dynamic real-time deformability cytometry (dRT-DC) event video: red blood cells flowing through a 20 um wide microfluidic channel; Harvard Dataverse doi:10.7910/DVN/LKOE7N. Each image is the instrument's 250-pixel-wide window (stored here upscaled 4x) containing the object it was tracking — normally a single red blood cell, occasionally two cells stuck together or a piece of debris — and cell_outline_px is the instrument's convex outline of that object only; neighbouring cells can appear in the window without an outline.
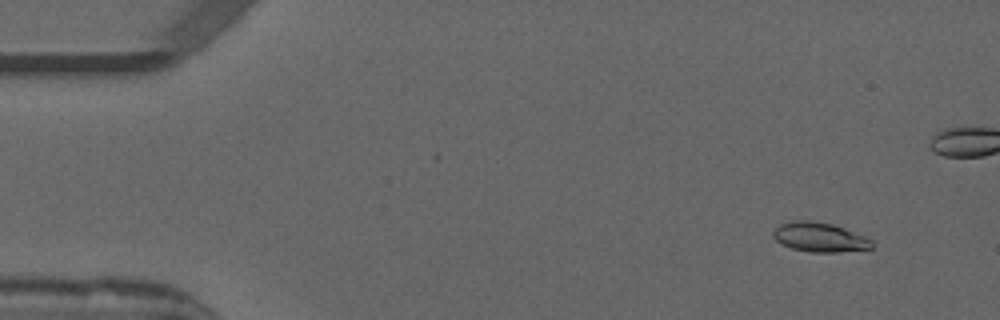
{"species": "common noctule bat (a hibernating species)", "species_latin": "Nyctalus noctula", "temperature_condition": "warm", "stored_images_in_passage": 46, "camera_frame_rate_fps": 3000, "um_per_image_px": 0.085, "animal": {"sex": "male", "forearm_length_mm": 52.5}, "frame": {"image": 1, "passage_image": 5, "time_ms": 1.333, "image_size_px": [1000, 320], "cell_outline_px": [[872, 248], [840, 252], [808, 252], [792, 248], [780, 244], [772, 236], [772, 232], [780, 224], [796, 220], [808, 220], [832, 224], [844, 228], [864, 236], [872, 240]], "centroid_in_image_um": [69.64, 20.17], "position_along_channel_um": 15.4, "area_um2": 16.88}}
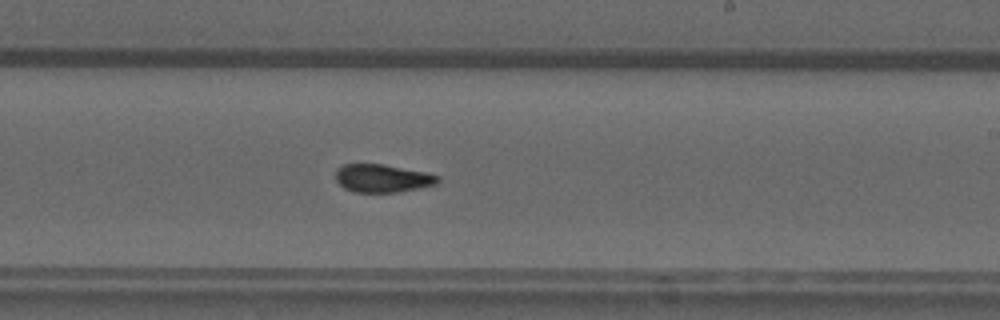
{"frame": {"image": 2, "passage_image": 32, "time_ms": 10.333, "image_size_px": [1000, 320], "cell_outline_px": [[440, 180], [436, 184], [396, 192], [356, 192], [344, 188], [336, 180], [336, 168], [344, 164], [384, 164], [424, 172], [440, 176]], "centroid_in_image_um": [32.48, 15.14], "position_along_channel_um": 256.5, "area_um2": 16.53}}
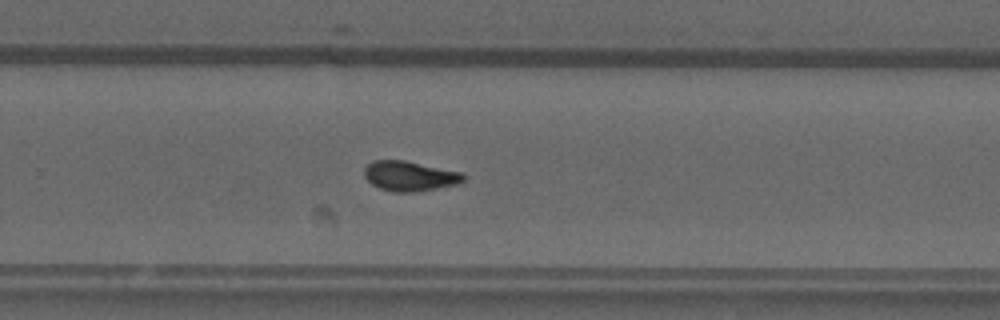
{"frame": {"image": 3, "passage_image": 35, "time_ms": 11.333, "image_size_px": [1000, 320], "cell_outline_px": [[464, 180], [456, 184], [436, 188], [412, 192], [392, 192], [380, 188], [372, 184], [364, 176], [364, 168], [372, 160], [404, 160], [464, 172]], "centroid_in_image_um": [34.81, 14.95], "position_along_channel_um": 295.0, "area_um2": 17.28}}